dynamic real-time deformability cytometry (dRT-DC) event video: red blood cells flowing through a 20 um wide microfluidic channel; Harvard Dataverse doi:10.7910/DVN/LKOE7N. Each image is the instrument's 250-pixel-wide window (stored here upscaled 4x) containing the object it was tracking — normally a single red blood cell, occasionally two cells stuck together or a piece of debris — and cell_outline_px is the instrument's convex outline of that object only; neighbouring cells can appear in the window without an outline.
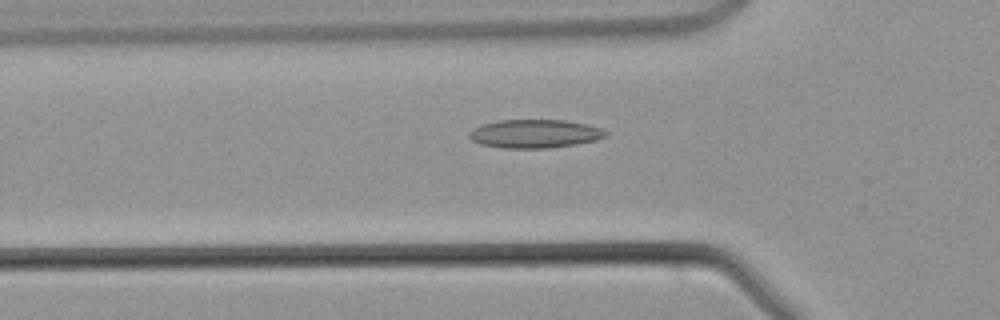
{"species": "common noctule bat (a hibernating species)", "species_latin": "Nyctalus noctula", "temperature_condition": "warm", "stored_images_in_passage": 33, "camera_frame_rate_fps": 3000, "um_per_image_px": 0.085, "animal": {"sex": "male", "body_mass_g": 21.5, "forearm_length_mm": 52.0}, "frame": {"image": 1, "passage_image": 3, "time_ms": 0.667, "image_size_px": [1000, 320], "cell_outline_px": [[608, 132], [604, 136], [596, 140], [576, 144], [548, 148], [504, 148], [480, 144], [472, 140], [468, 136], [468, 132], [472, 128], [484, 124], [500, 120], [564, 120], [588, 124], [600, 128]], "centroid_in_image_um": [45.43, 11.36], "position_along_channel_um": 80.4, "area_um2": 22.6}}
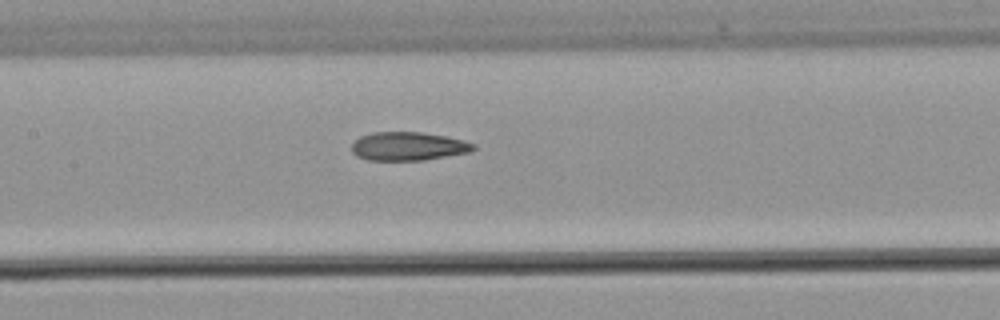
{"frame": {"image": 2, "passage_image": 9, "time_ms": 2.667, "image_size_px": [1000, 320], "cell_outline_px": [[476, 148], [472, 152], [424, 160], [368, 160], [356, 156], [352, 152], [352, 144], [360, 136], [372, 132], [424, 132], [464, 140], [476, 144]], "centroid_in_image_um": [34.73, 12.43], "position_along_channel_um": 172.7, "area_um2": 20.4}}
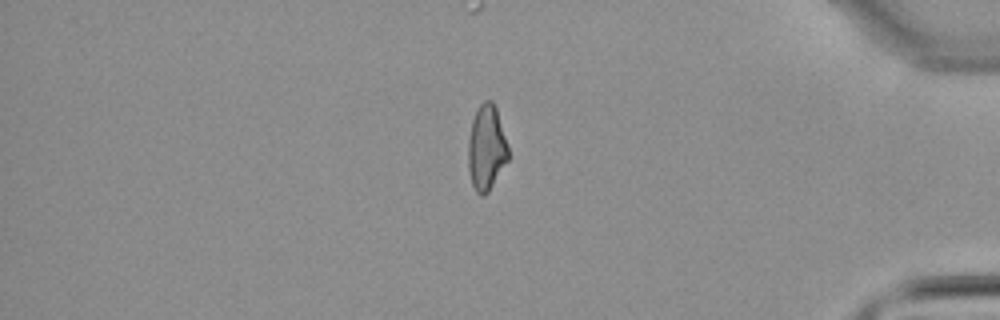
{"frame": {"image": 3, "passage_image": 26, "time_ms": 8.333, "image_size_px": [1000, 320], "cell_outline_px": [[508, 160], [488, 192], [484, 196], [480, 196], [476, 192], [472, 184], [468, 172], [468, 140], [472, 120], [480, 104], [484, 100], [492, 100], [496, 108], [508, 148]], "centroid_in_image_um": [41.32, 12.59], "position_along_channel_um": 393.9, "area_um2": 19.83}}